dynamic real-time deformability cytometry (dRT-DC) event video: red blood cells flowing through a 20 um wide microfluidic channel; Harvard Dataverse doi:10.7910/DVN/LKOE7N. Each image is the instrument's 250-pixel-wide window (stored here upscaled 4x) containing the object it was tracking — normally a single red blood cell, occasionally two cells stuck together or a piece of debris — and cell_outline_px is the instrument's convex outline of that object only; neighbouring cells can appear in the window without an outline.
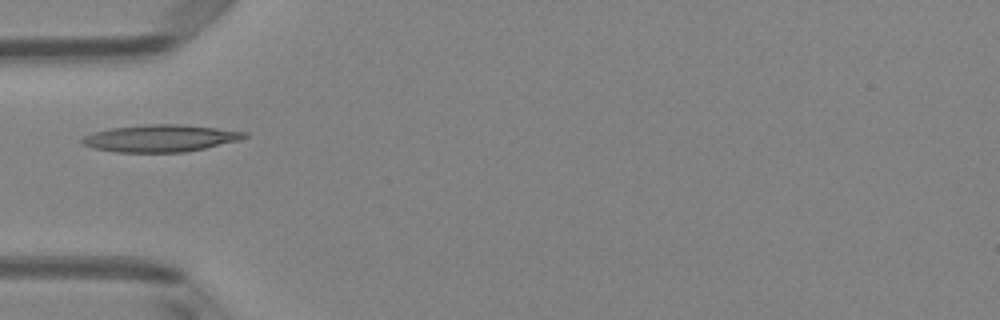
{"species": "Egyptian fruit bat (a non-hibernating species)", "species_latin": "Rousettus aegyptiacus", "temperature_condition": "room temperature", "stored_images_in_passage": 3, "camera_frame_rate_fps": 3000, "um_per_image_px": 0.085, "animal": {"sex": "female"}, "frame": {"image": 1, "passage_image": 2, "time_ms": 0.333, "image_size_px": [1000, 320], "cell_outline_px": [[248, 136], [240, 140], [204, 148], [184, 152], [116, 152], [92, 148], [84, 144], [80, 140], [84, 136], [92, 132], [112, 128], [148, 124], [180, 124], [216, 128], [248, 132]], "centroid_in_image_um": [13.63, 11.75], "position_along_channel_um": 71.4, "area_um2": 25.55}}
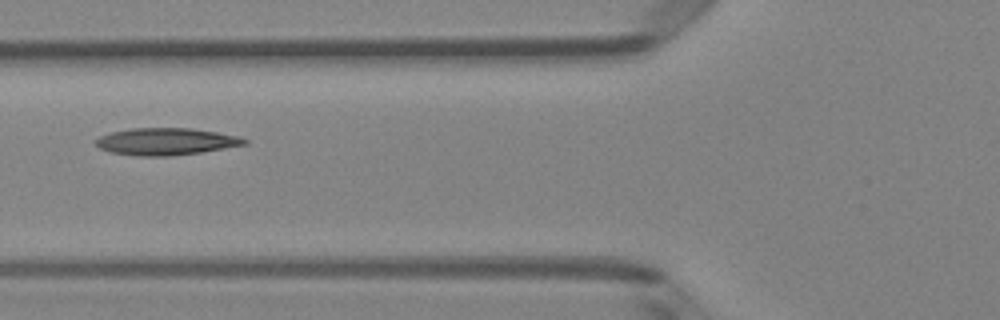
{"frame": {"image": 2, "passage_image": 3, "time_ms": 0.667, "image_size_px": [1000, 320], "cell_outline_px": [[248, 144], [200, 152], [172, 156], [136, 156], [112, 152], [100, 148], [96, 144], [96, 140], [100, 136], [112, 132], [132, 128], [188, 128], [216, 132], [240, 136], [248, 140]], "centroid_in_image_um": [14.14, 12.03], "position_along_channel_um": 111.7, "area_um2": 23.29}}